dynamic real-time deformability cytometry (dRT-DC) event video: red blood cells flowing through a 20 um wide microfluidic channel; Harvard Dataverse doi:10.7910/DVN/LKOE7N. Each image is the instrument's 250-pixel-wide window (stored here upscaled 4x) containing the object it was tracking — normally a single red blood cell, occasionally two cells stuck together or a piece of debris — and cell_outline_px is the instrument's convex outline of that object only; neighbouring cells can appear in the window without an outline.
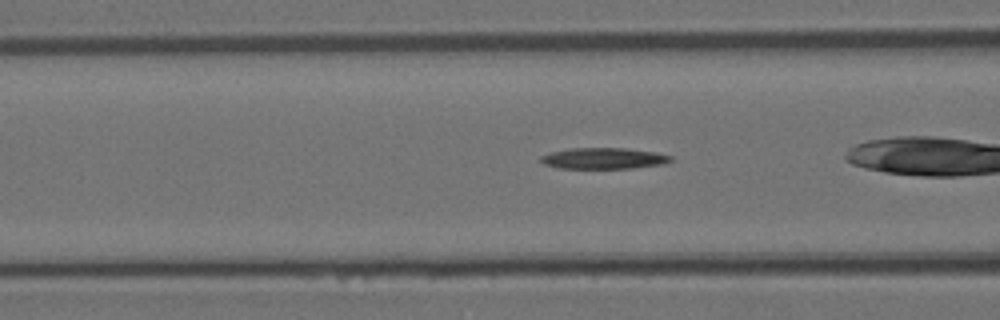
{"species": "Egyptian fruit bat (a non-hibernating species)", "species_latin": "Rousettus aegyptiacus", "temperature_condition": "room temperature", "stored_images_in_passage": 50, "camera_frame_rate_fps": 3000, "um_per_image_px": 0.085, "animal": {"sex": "female"}, "frame": {"image": 1, "passage_image": 17, "time_ms": 5.333, "image_size_px": [1000, 320], "cell_outline_px": [[672, 160], [664, 164], [632, 168], [560, 168], [544, 164], [540, 160], [540, 156], [552, 152], [568, 148], [628, 148], [656, 152], [672, 156]], "centroid_in_image_um": [51.33, 13.45], "position_along_channel_um": 115.3, "area_um2": 16.01}}
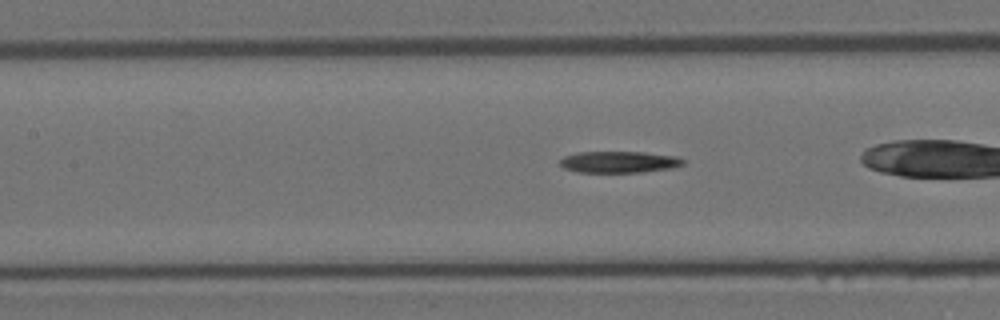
{"frame": {"image": 2, "passage_image": 20, "time_ms": 6.333, "image_size_px": [1000, 320], "cell_outline_px": [[684, 164], [672, 168], [644, 172], [576, 172], [564, 168], [560, 164], [560, 160], [564, 156], [576, 152], [644, 152], [676, 156], [684, 160]], "centroid_in_image_um": [52.61, 13.77], "position_along_channel_um": 154.8, "area_um2": 15.49}}
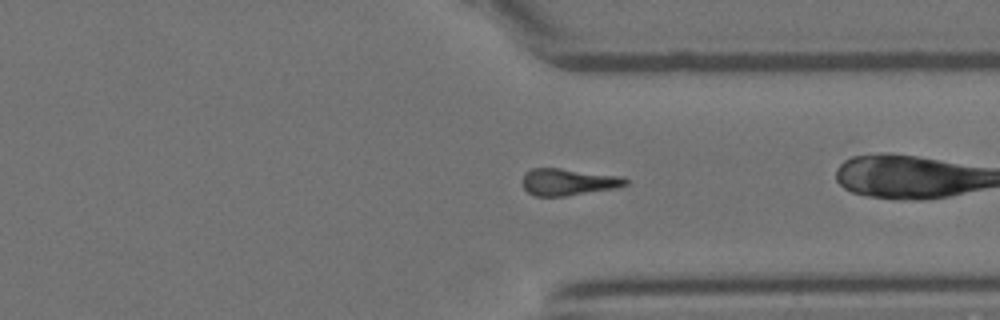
{"frame": {"image": 3, "passage_image": 36, "time_ms": 11.667, "image_size_px": [1000, 320], "cell_outline_px": [[628, 184], [620, 188], [564, 196], [536, 196], [528, 192], [524, 188], [524, 176], [532, 168], [560, 168], [624, 176], [628, 180]], "centroid_in_image_um": [48.4, 15.47], "position_along_channel_um": 363.0, "area_um2": 16.18}}